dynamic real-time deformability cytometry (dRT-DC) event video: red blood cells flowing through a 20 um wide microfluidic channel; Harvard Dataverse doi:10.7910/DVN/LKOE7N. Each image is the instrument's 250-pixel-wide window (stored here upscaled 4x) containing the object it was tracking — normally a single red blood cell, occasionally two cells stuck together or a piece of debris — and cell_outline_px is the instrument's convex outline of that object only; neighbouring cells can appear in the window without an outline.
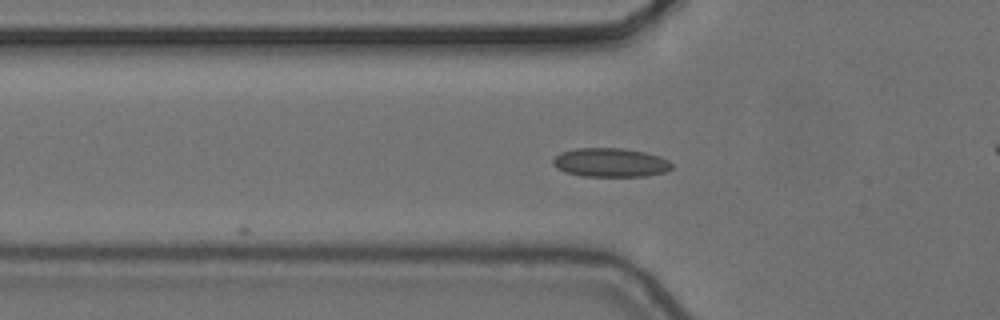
{"species": "common noctule bat (a hibernating species)", "species_latin": "Nyctalus noctula", "temperature_condition": "cold", "stored_images_in_passage": 4, "camera_frame_rate_fps": 3000, "um_per_image_px": 0.085, "animal": {"sex": "female", "body_mass_g": 24.6, "forearm_length_mm": 56.2}, "frame": {"image": 1, "passage_image": 4, "time_ms": 1.0, "image_size_px": [1000, 320], "cell_outline_px": [[672, 168], [664, 172], [644, 176], [580, 176], [564, 172], [556, 168], [552, 164], [552, 160], [560, 152], [576, 148], [620, 148], [644, 152], [660, 156], [668, 160], [672, 164]], "centroid_in_image_um": [51.85, 13.81], "position_along_channel_um": 74.0, "area_um2": 20.06}}